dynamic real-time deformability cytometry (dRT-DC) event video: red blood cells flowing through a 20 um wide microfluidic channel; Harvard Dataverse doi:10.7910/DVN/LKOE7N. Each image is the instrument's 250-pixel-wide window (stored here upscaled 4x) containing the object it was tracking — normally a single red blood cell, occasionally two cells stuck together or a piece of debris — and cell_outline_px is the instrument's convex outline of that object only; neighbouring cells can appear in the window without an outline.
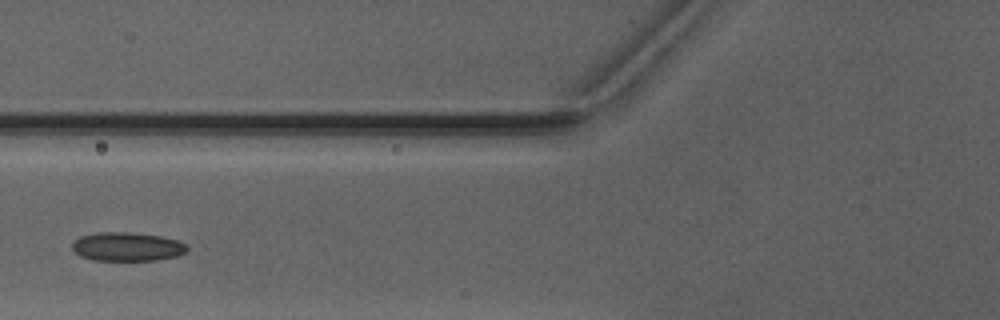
{"species": "Egyptian fruit bat (a non-hibernating species)", "species_latin": "Rousettus aegyptiacus", "temperature_condition": "warm", "stored_images_in_passage": 4, "camera_frame_rate_fps": 3000, "um_per_image_px": 0.085, "animal": {"sex": "male"}, "frame": {"image": 1, "passage_image": 3, "time_ms": 2.333, "image_size_px": [1000, 320], "cell_outline_px": [[188, 248], [184, 252], [176, 256], [156, 260], [96, 260], [80, 256], [72, 248], [72, 244], [80, 236], [100, 232], [128, 232], [160, 236], [176, 240], [184, 244]], "centroid_in_image_um": [10.78, 20.96], "position_along_channel_um": 115.0, "area_um2": 18.96}}
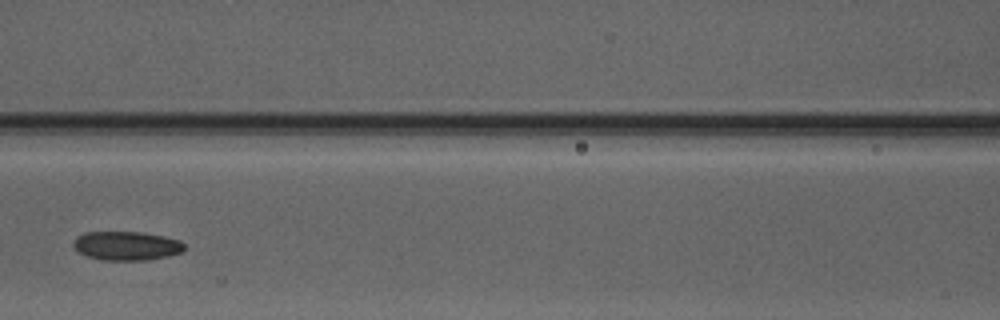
{"frame": {"image": 2, "passage_image": 4, "time_ms": 3.333, "image_size_px": [1000, 320], "cell_outline_px": [[184, 248], [180, 252], [168, 256], [144, 260], [100, 260], [88, 256], [80, 252], [72, 244], [76, 236], [84, 232], [140, 232], [164, 236], [180, 240], [184, 244]], "centroid_in_image_um": [10.74, 20.88], "position_along_channel_um": 155.9, "area_um2": 18.61}}